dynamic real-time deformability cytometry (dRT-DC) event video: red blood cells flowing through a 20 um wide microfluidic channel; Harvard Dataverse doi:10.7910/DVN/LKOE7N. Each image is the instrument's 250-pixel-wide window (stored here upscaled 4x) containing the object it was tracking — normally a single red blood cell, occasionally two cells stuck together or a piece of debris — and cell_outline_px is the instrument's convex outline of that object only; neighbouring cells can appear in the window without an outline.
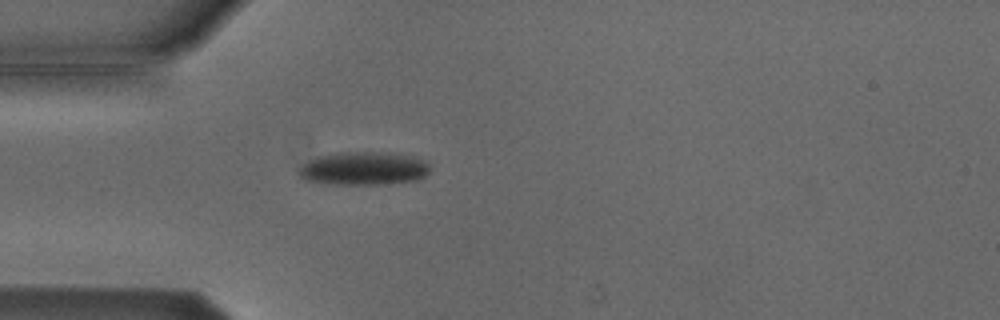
{"species": "Egyptian fruit bat (a non-hibernating species)", "species_latin": "Rousettus aegyptiacus", "temperature_condition": "cold", "stored_images_in_passage": 2, "camera_frame_rate_fps": 3000, "um_per_image_px": 0.085, "animal": {"sex": "male"}, "frame": {"image": 1, "passage_image": 2, "time_ms": 1.0, "image_size_px": [1000, 320], "cell_outline_px": [[428, 172], [424, 176], [416, 180], [384, 184], [320, 184], [304, 180], [296, 172], [296, 168], [316, 156], [340, 152], [388, 152], [412, 156], [424, 160], [428, 164]], "centroid_in_image_um": [30.83, 14.32], "position_along_channel_um": 54.2, "area_um2": 25.78}}